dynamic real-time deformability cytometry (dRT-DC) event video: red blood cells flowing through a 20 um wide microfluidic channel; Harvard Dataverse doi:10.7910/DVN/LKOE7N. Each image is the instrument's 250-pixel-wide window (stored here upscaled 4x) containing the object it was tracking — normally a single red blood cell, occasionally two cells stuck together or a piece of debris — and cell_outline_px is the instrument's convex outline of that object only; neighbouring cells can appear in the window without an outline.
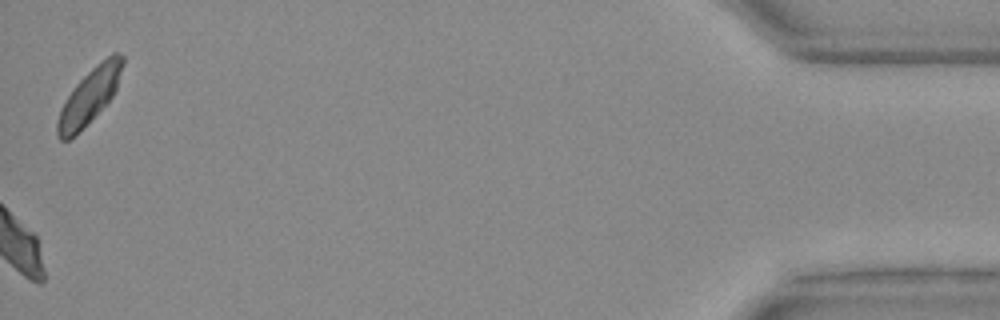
{"species": "Egyptian fruit bat (a non-hibernating species)", "species_latin": "Rousettus aegyptiacus", "temperature_condition": "warm", "stored_images_in_passage": 23, "camera_frame_rate_fps": 3000, "um_per_image_px": 0.085, "animal": {"sex": "female"}, "frame": {"image": 1, "passage_image": 23, "time_ms": 7.333, "image_size_px": [1000, 320], "cell_outline_px": [[124, 64], [116, 88], [112, 96], [68, 140], [60, 140], [56, 136], [56, 120], [60, 108], [76, 84], [100, 60], [112, 52], [116, 52], [124, 56]], "centroid_in_image_um": [7.59, 8.11], "position_along_channel_um": 427.6, "area_um2": 20.29}}